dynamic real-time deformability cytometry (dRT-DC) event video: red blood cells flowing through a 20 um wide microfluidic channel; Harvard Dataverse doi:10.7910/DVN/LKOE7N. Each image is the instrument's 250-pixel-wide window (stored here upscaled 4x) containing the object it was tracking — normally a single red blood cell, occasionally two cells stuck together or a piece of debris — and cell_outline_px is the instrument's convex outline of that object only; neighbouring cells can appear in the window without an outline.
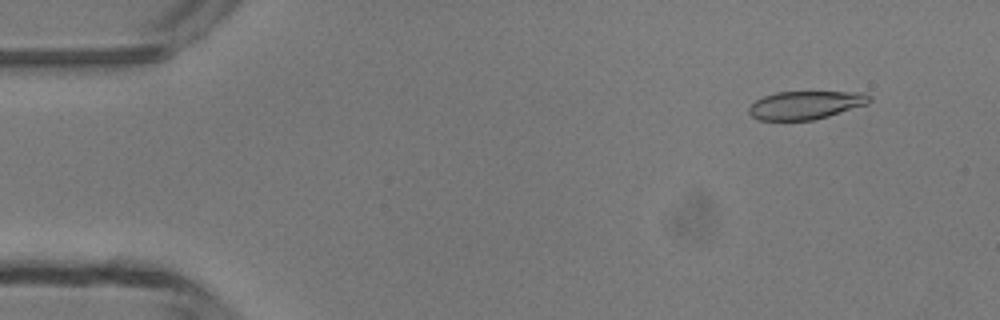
{"species": "common noctule bat (a hibernating species)", "species_latin": "Nyctalus noctula", "temperature_condition": "room temperature", "stored_images_in_passage": 5, "camera_frame_rate_fps": 3000, "um_per_image_px": 0.085, "animal": {"sex": "male", "body_mass_g": 13.3}, "frame": {"image": 1, "passage_image": 2, "time_ms": 1.0, "image_size_px": [1000, 320], "cell_outline_px": [[872, 100], [868, 104], [828, 116], [812, 120], [760, 120], [752, 116], [748, 112], [748, 108], [756, 100], [764, 96], [776, 92], [864, 92], [872, 96]], "centroid_in_image_um": [68.51, 8.92], "position_along_channel_um": 16.5, "area_um2": 19.83}}
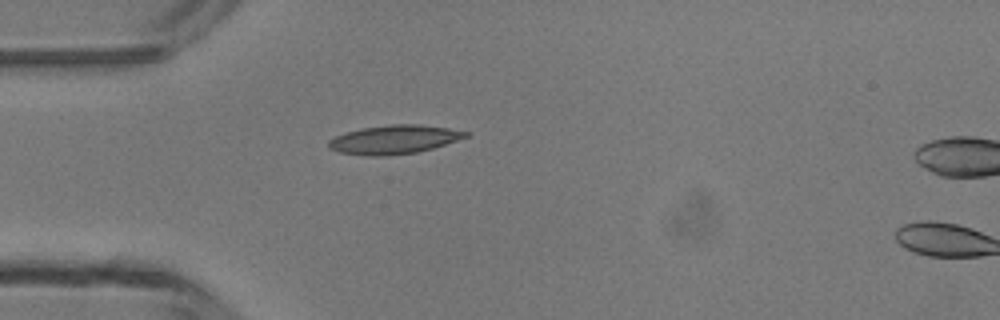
{"frame": {"image": 2, "passage_image": 4, "time_ms": 4.0, "image_size_px": [1000, 320], "cell_outline_px": [[468, 136], [432, 148], [416, 152], [384, 156], [368, 156], [340, 152], [328, 148], [328, 140], [336, 136], [360, 128], [392, 124], [420, 124], [448, 128], [468, 132]], "centroid_in_image_um": [33.46, 11.85], "position_along_channel_um": 51.5, "area_um2": 22.72}}